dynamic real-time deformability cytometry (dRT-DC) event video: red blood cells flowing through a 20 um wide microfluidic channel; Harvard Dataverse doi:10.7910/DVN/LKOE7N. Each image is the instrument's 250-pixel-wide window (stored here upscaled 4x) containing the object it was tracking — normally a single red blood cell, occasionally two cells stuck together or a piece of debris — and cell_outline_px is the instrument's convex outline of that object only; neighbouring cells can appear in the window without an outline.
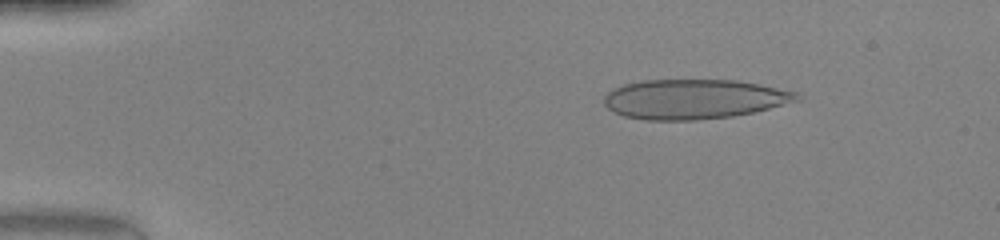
{"species": "human", "species_latin": "Homo sapiens", "temperature_condition": "warm", "stored_images_in_passage": 46, "camera_frame_rate_fps": 3000, "um_per_image_px": 0.085, "donor": {"sex": "female"}, "frame": {"image": 1, "passage_image": 6, "time_ms": 1.667, "image_size_px": [1000, 240], "cell_outline_px": [[800, 100], [752, 112], [732, 116], [696, 120], [644, 120], [624, 116], [612, 112], [604, 104], [604, 96], [612, 88], [624, 84], [644, 80], [736, 80], [760, 84], [800, 92]], "centroid_in_image_um": [58.97, 8.42], "position_along_channel_um": 26.0, "area_um2": 44.74}}
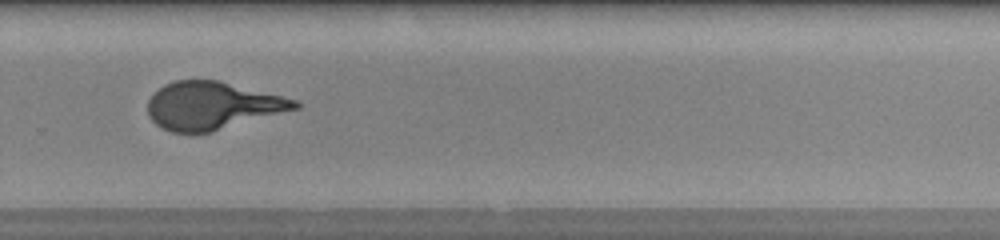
{"frame": {"image": 2, "passage_image": 32, "time_ms": 10.333, "image_size_px": [1000, 240], "cell_outline_px": [[300, 108], [208, 132], [172, 132], [156, 124], [148, 116], [148, 100], [164, 84], [176, 80], [216, 80], [296, 100], [300, 104]], "centroid_in_image_um": [18.01, 8.98], "position_along_channel_um": 311.8, "area_um2": 40.0}}
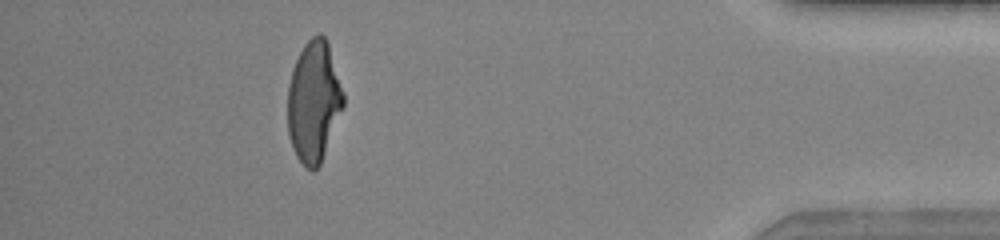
{"frame": {"image": 3, "passage_image": 42, "time_ms": 13.667, "image_size_px": [1000, 240], "cell_outline_px": [[344, 104], [320, 164], [312, 172], [296, 156], [288, 132], [288, 84], [292, 68], [304, 44], [312, 36], [320, 32], [328, 40], [344, 92]], "centroid_in_image_um": [26.68, 8.57], "position_along_channel_um": 408.5, "area_um2": 39.19}, "authors_computed_cell_mechanics": {"area_um2": 42.5119, "velocity_mm_per_s": 4.275, "shape_relaxation_time_tau1_ms": 6.9222, "shape_relaxation_time_tau2_ms": null, "deformation_change_tau1": 0.2756, "deformation_change_tau2": null}}